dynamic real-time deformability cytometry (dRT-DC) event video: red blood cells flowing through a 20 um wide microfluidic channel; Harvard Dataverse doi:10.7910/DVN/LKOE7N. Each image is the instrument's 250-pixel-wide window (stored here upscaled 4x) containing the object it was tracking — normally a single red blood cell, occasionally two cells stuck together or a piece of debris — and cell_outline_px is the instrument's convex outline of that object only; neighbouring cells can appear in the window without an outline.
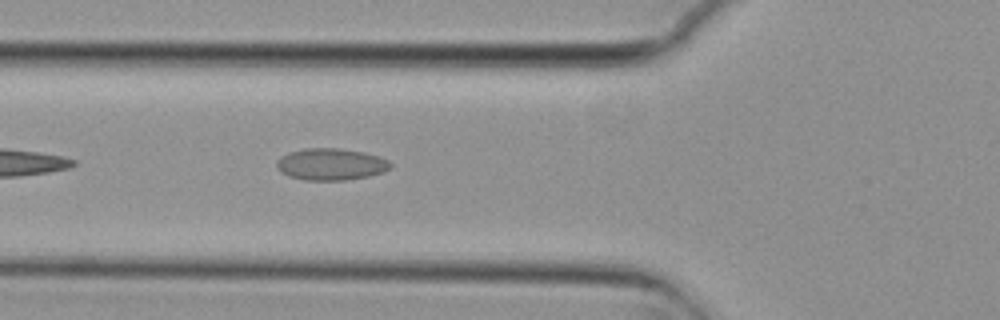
{"species": "common noctule bat (a hibernating species)", "species_latin": "Nyctalus noctula", "temperature_condition": "cold", "stored_images_in_passage": 35, "camera_frame_rate_fps": 3000, "um_per_image_px": 0.085, "animal": {"sex": "female", "body_mass_g": 29.2, "forearm_length_mm": 56.3}, "frame": {"image": 1, "passage_image": 6, "time_ms": 1.667, "image_size_px": [1000, 320], "cell_outline_px": [[392, 168], [368, 176], [344, 180], [304, 180], [288, 176], [280, 172], [276, 168], [276, 160], [280, 156], [288, 152], [304, 148], [340, 148], [364, 152], [388, 160], [392, 164]], "centroid_in_image_um": [28.07, 13.95], "position_along_channel_um": 97.7, "area_um2": 21.21}}
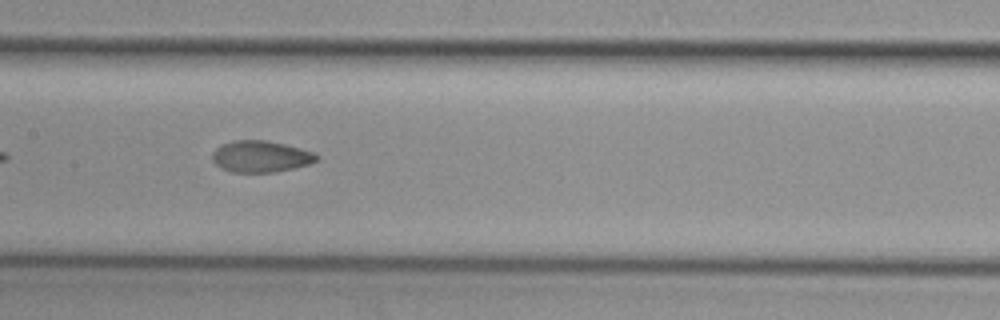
{"frame": {"image": 2, "passage_image": 13, "time_ms": 4.0, "image_size_px": [1000, 320], "cell_outline_px": [[320, 156], [316, 160], [308, 164], [292, 168], [272, 172], [232, 172], [220, 168], [212, 160], [212, 152], [216, 148], [232, 140], [268, 140], [284, 144], [312, 152]], "centroid_in_image_um": [22.12, 13.29], "position_along_channel_um": 185.3, "area_um2": 18.96}}
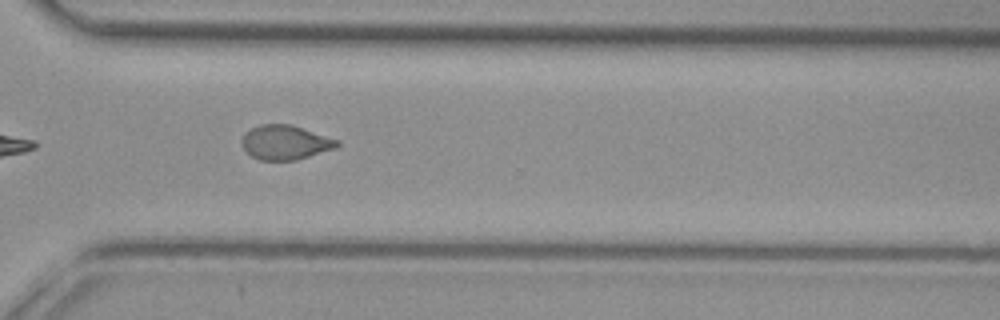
{"frame": {"image": 3, "passage_image": 26, "time_ms": 8.333, "image_size_px": [1000, 320], "cell_outline_px": [[340, 144], [336, 148], [296, 160], [260, 160], [252, 156], [244, 148], [240, 140], [244, 132], [260, 124], [292, 124], [340, 140]], "centroid_in_image_um": [24.26, 12.09], "position_along_channel_um": 346.3, "area_um2": 19.25}, "authors_computed_cell_mechanics": {"area_um2": 19.2474, "velocity_mm_per_s": 3.7267, "shape_relaxation_time_tau1_ms": null, "shape_relaxation_time_tau2_ms": 1.8591, "deformation_change_tau1": null, "deformation_change_tau2": 0.0657}}